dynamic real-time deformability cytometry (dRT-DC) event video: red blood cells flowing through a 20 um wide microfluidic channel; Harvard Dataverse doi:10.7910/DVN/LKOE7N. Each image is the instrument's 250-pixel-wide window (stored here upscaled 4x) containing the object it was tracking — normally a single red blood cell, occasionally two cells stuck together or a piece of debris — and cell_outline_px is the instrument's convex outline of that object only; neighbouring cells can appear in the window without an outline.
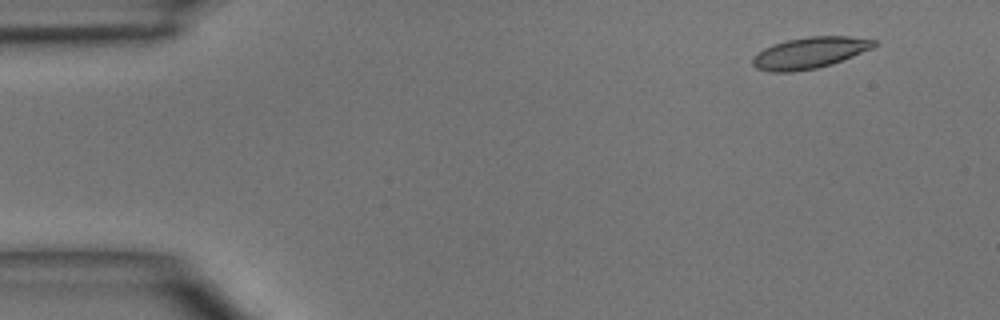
{"species": "common noctule bat (a hibernating species)", "species_latin": "Nyctalus noctula", "temperature_condition": "room temperature", "stored_images_in_passage": 3, "camera_frame_rate_fps": 3000, "um_per_image_px": 0.085, "animal": {"sex": "male", "body_mass_g": 15.6}, "frame": {"image": 1, "passage_image": 1, "time_ms": 0.0, "image_size_px": [1000, 320], "cell_outline_px": [[876, 44], [872, 48], [832, 64], [816, 68], [792, 72], [772, 72], [756, 68], [752, 64], [752, 56], [764, 48], [788, 40], [808, 36], [848, 36], [876, 40]], "centroid_in_image_um": [68.8, 4.49], "position_along_channel_um": 16.2, "area_um2": 21.96}}